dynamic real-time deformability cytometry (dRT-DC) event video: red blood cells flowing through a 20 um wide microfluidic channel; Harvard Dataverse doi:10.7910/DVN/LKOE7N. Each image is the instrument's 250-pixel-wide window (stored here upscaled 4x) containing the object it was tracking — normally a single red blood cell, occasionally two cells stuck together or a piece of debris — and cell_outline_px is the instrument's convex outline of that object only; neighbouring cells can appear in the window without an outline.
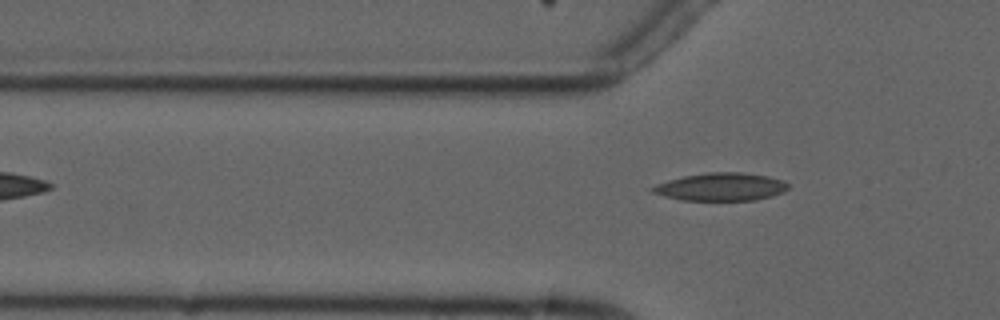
{"species": "common noctule bat (a hibernating species)", "species_latin": "Nyctalus noctula", "temperature_condition": "cold", "stored_images_in_passage": 4, "camera_frame_rate_fps": 3000, "um_per_image_px": 0.085, "animal": {"sex": "male", "forearm_length_mm": 52.5}, "frame": {"image": 1, "passage_image": 4, "time_ms": 4.667, "image_size_px": [1000, 320], "cell_outline_px": [[788, 188], [784, 192], [772, 196], [756, 200], [680, 200], [664, 196], [652, 192], [648, 188], [656, 184], [668, 180], [684, 176], [708, 172], [740, 172], [768, 176], [784, 180], [788, 184]], "centroid_in_image_um": [61.28, 15.88], "position_along_channel_um": 64.5, "area_um2": 22.14}}